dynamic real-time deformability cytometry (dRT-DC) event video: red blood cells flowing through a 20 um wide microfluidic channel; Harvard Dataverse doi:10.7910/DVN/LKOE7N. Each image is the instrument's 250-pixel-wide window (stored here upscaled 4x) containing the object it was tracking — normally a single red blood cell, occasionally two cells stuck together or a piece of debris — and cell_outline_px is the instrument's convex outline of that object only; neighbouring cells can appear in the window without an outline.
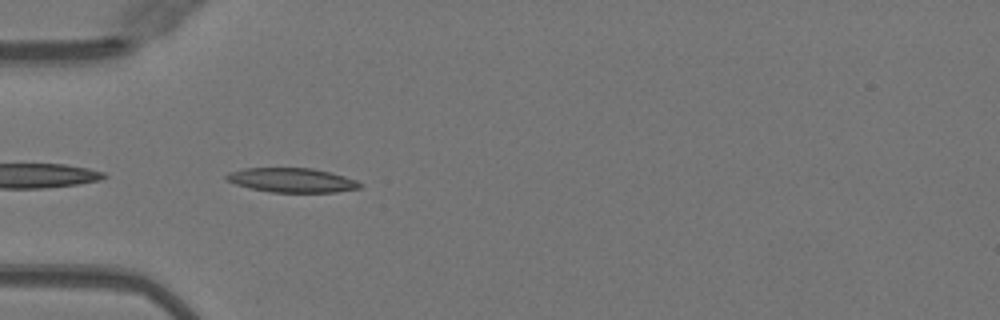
{"species": "Egyptian fruit bat (a non-hibernating species)", "species_latin": "Rousettus aegyptiacus", "temperature_condition": "warm", "stored_images_in_passage": 35, "camera_frame_rate_fps": 3000, "um_per_image_px": 0.085, "animal": {"sex": "female"}, "frame": {"image": 1, "passage_image": 1, "time_ms": 0.0, "image_size_px": [1000, 320], "cell_outline_px": [[364, 184], [360, 188], [336, 192], [268, 192], [248, 188], [224, 180], [224, 176], [228, 172], [244, 168], [312, 168], [344, 176], [356, 180]], "centroid_in_image_um": [24.77, 15.32], "position_along_channel_um": 60.2, "area_um2": 19.07}}
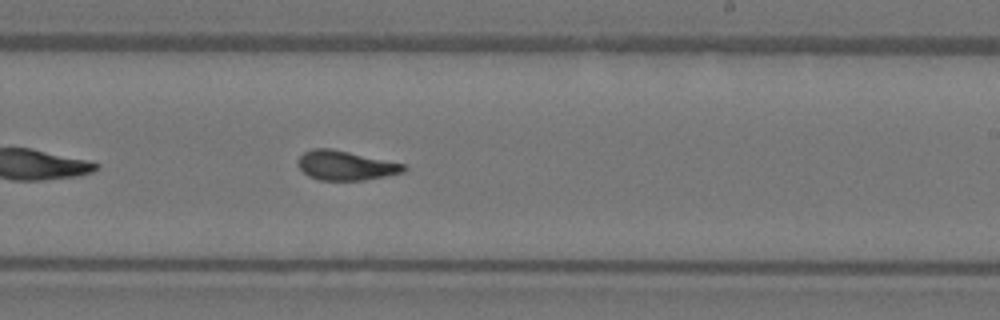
{"frame": {"image": 2, "passage_image": 16, "time_ms": 5.0, "image_size_px": [1000, 320], "cell_outline_px": [[408, 168], [404, 172], [364, 180], [320, 180], [308, 176], [296, 164], [296, 160], [304, 152], [312, 148], [332, 148], [404, 164]], "centroid_in_image_um": [29.34, 14.06], "position_along_channel_um": 259.7, "area_um2": 18.15}}
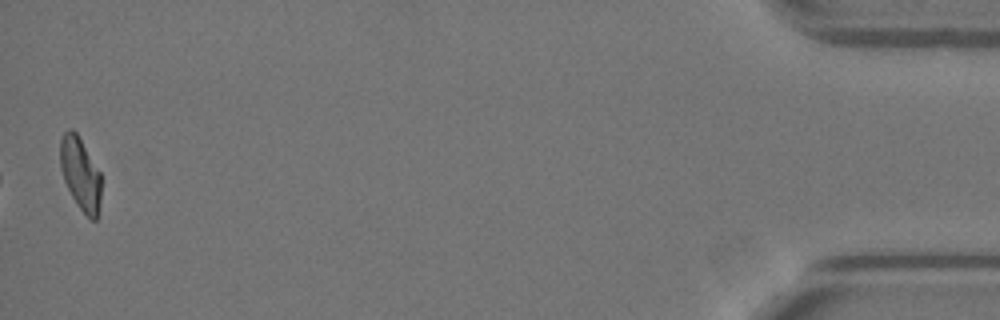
{"frame": {"image": 3, "passage_image": 35, "time_ms": 11.333, "image_size_px": [1000, 320], "cell_outline_px": [[100, 200], [96, 220], [92, 220], [76, 204], [64, 180], [60, 168], [60, 140], [64, 132], [68, 128], [72, 128], [76, 132], [100, 172]], "centroid_in_image_um": [6.81, 14.74], "position_along_channel_um": 428.4, "area_um2": 17.11}, "authors_computed_cell_mechanics": {"area_um2": 18.3226, "velocity_mm_per_s": 4.0645, "shape_relaxation_time_tau1_ms": 5.5545, "shape_relaxation_time_tau2_ms": 1.3867, "deformation_change_tau1": 0.1979, "deformation_change_tau2": 0.0792}}